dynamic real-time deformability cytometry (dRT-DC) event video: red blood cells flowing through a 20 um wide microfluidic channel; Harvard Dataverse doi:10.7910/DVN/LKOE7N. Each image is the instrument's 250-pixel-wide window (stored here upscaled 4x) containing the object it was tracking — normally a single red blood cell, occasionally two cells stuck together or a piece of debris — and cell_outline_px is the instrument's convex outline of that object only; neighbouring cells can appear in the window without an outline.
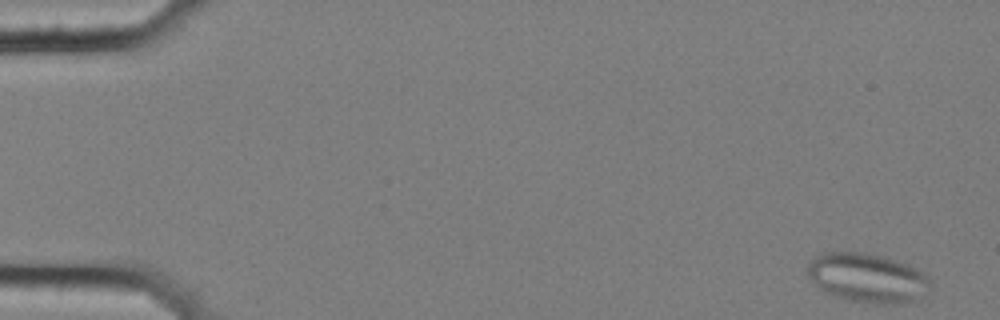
{"species": "common noctule bat (a hibernating species)", "species_latin": "Nyctalus noctula", "temperature_condition": "cold", "stored_images_in_passage": 56, "camera_frame_rate_fps": 3000, "um_per_image_px": 0.085, "animal": {"sex": "female", "body_mass_g": 25.1}, "frame": {"image": 1, "passage_image": 1, "time_ms": 0.0, "image_size_px": [1000, 320], "cell_outline_px": [[928, 284], [920, 300], [900, 304], [880, 304], [848, 300], [832, 296], [816, 288], [808, 280], [808, 264], [820, 252], [864, 252], [884, 256], [908, 264], [924, 272], [928, 276]], "centroid_in_image_um": [73.68, 23.62], "position_along_channel_um": 11.3, "area_um2": 35.72}}
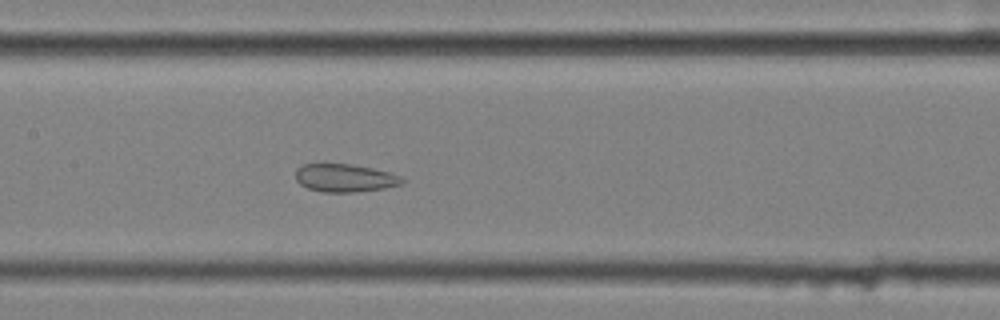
{"frame": {"image": 2, "passage_image": 27, "time_ms": 8.667, "image_size_px": [1000, 320], "cell_outline_px": [[404, 184], [384, 188], [356, 192], [320, 192], [308, 188], [300, 184], [296, 180], [296, 168], [304, 164], [352, 164], [392, 172], [400, 176], [404, 180]], "centroid_in_image_um": [29.33, 15.13], "position_along_channel_um": 178.1, "area_um2": 17.51}}
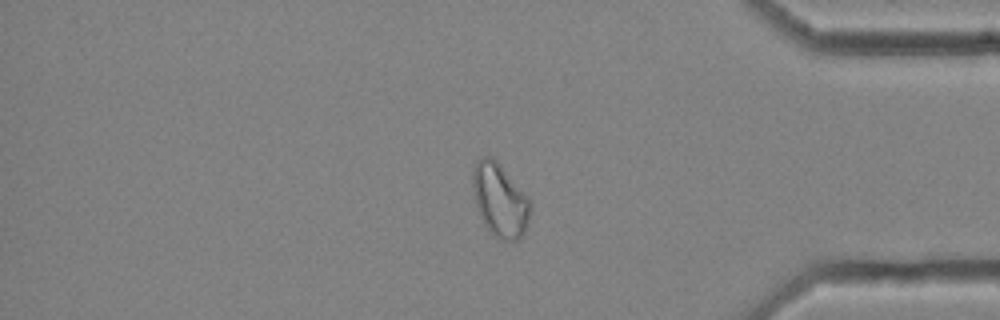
{"frame": {"image": 3, "passage_image": 47, "time_ms": 15.333, "image_size_px": [1000, 320], "cell_outline_px": [[532, 204], [524, 236], [516, 240], [496, 240], [488, 232], [480, 216], [476, 204], [472, 184], [472, 172], [476, 160], [484, 156], [492, 156], [500, 164], [532, 200]], "centroid_in_image_um": [42.5, 17.03], "position_along_channel_um": 392.7, "area_um2": 25.14}, "authors_computed_cell_mechanics": {"area_um2": 25.0563, "velocity_mm_per_s": 3.5252, "shape_relaxation_time_tau1_ms": null, "shape_relaxation_time_tau2_ms": 2.4383, "deformation_change_tau1": null, "deformation_change_tau2": 0.0828}}